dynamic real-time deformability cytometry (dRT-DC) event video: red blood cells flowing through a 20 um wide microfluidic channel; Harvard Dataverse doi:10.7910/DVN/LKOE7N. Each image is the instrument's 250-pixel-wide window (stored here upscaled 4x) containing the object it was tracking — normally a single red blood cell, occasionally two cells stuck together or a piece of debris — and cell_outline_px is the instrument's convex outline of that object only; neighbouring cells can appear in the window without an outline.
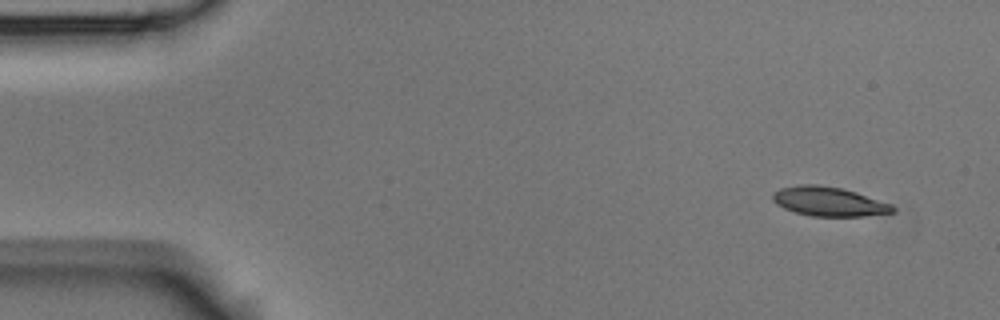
{"species": "Egyptian fruit bat (a non-hibernating species)", "species_latin": "Rousettus aegyptiacus", "temperature_condition": "room temperature", "stored_images_in_passage": 6, "camera_frame_rate_fps": 3000, "um_per_image_px": 0.085, "animal": {"sex": "male"}, "frame": {"image": 1, "passage_image": 1, "time_ms": 0.0, "image_size_px": [1000, 320], "cell_outline_px": [[896, 212], [860, 216], [812, 216], [796, 212], [784, 208], [776, 204], [772, 200], [772, 192], [780, 188], [800, 184], [816, 184], [844, 188], [892, 204], [896, 208]], "centroid_in_image_um": [70.44, 17.12], "position_along_channel_um": 14.6, "area_um2": 20.58}}
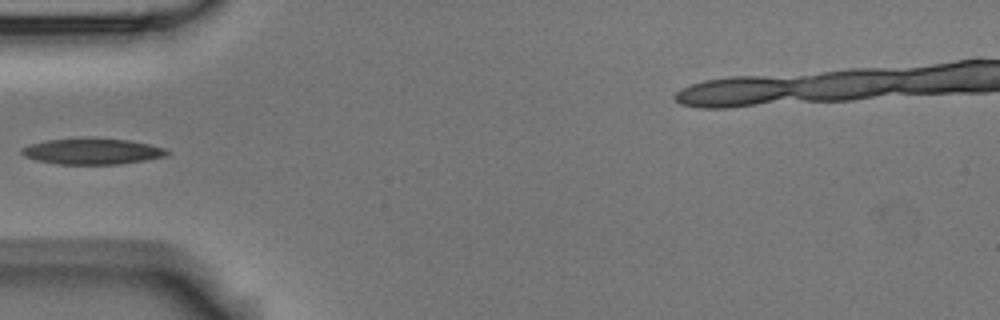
{"frame": {"image": 2, "passage_image": 5, "time_ms": 1.333, "image_size_px": [1000, 320], "cell_outline_px": [[172, 152], [164, 156], [144, 160], [120, 164], [56, 164], [36, 160], [24, 156], [20, 152], [20, 148], [28, 144], [48, 140], [88, 136], [92, 136], [128, 140], [148, 144], [164, 148]], "centroid_in_image_um": [7.79, 12.84], "position_along_channel_um": 77.2, "area_um2": 22.48}}
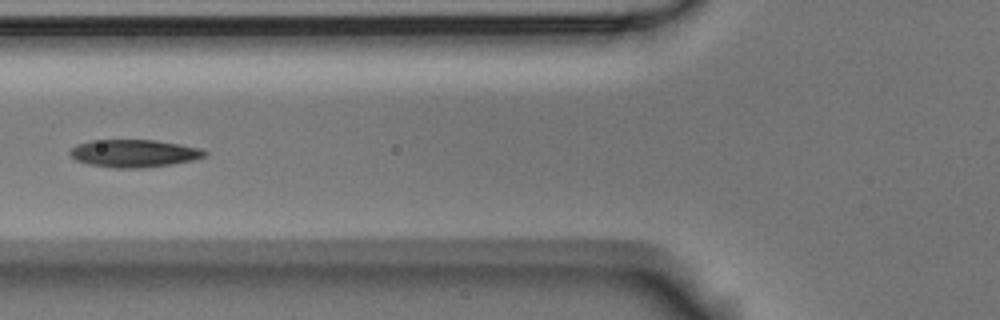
{"frame": {"image": 3, "passage_image": 6, "time_ms": 1.667, "image_size_px": [1000, 320], "cell_outline_px": [[208, 152], [204, 156], [192, 160], [168, 164], [140, 168], [112, 168], [88, 164], [76, 160], [68, 152], [76, 144], [92, 140], [156, 140], [200, 148]], "centroid_in_image_um": [11.34, 13.03], "position_along_channel_um": 114.5, "area_um2": 21.5}}